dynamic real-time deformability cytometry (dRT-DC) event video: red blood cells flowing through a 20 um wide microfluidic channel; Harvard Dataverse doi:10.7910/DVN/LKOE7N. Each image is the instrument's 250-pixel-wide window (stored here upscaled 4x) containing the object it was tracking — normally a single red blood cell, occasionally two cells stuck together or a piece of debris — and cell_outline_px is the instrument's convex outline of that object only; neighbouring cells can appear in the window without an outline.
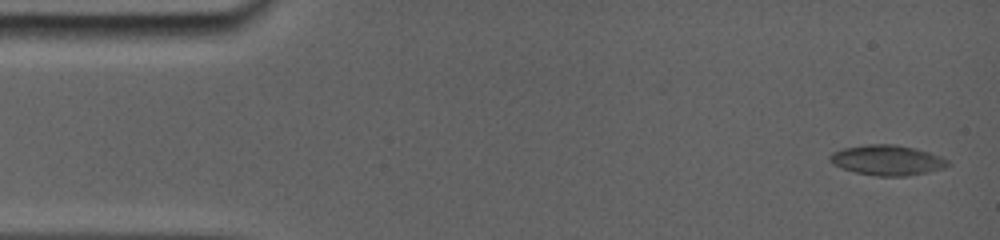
{"species": "common noctule bat (a hibernating species)", "species_latin": "Nyctalus noctula", "temperature_condition": "room temperature", "stored_images_in_passage": 9, "camera_frame_rate_fps": 5000, "um_per_image_px": 0.085, "animal": {"sex": "female", "body_mass_g": 19.0, "forearm_length_mm": 56.7}, "frame": {"image": 1, "passage_image": 1, "time_ms": 0.0, "image_size_px": [1000, 240], "cell_outline_px": [[944, 164], [924, 172], [904, 176], [880, 176], [856, 172], [844, 168], [836, 164], [832, 160], [832, 156], [836, 152], [848, 148], [908, 148], [920, 152]], "centroid_in_image_um": [75.22, 13.71], "position_along_channel_um": 9.8, "area_um2": 17.11}}
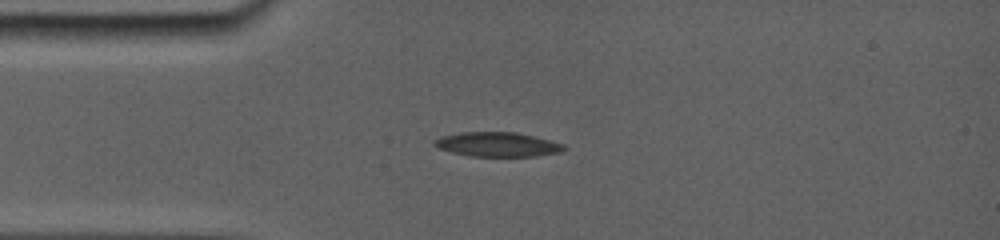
{"frame": {"image": 2, "passage_image": 6, "time_ms": 3.4, "image_size_px": [1000, 240], "cell_outline_px": [[564, 148], [556, 152], [532, 156], [472, 156], [440, 148], [436, 144], [436, 140], [448, 136], [468, 132], [512, 132], [560, 144]], "centroid_in_image_um": [42.26, 12.28], "position_along_channel_um": 42.7, "area_um2": 16.99}}
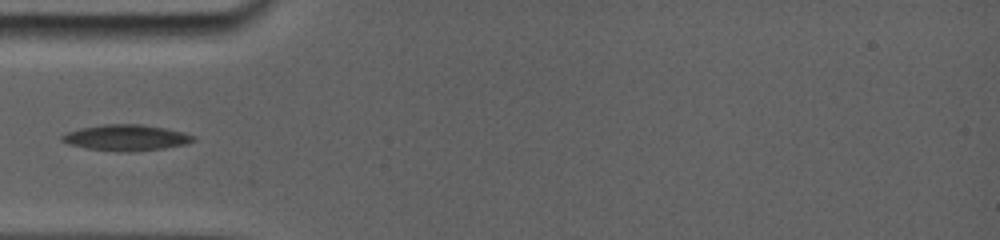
{"frame": {"image": 3, "passage_image": 8, "time_ms": 4.6, "image_size_px": [1000, 240], "cell_outline_px": [[196, 140], [184, 144], [160, 148], [88, 148], [72, 144], [64, 140], [64, 136], [68, 132], [84, 128], [108, 124], [136, 124], [160, 128], [180, 132], [192, 136]], "centroid_in_image_um": [10.75, 11.64], "position_along_channel_um": 74.2, "area_um2": 17.63}}